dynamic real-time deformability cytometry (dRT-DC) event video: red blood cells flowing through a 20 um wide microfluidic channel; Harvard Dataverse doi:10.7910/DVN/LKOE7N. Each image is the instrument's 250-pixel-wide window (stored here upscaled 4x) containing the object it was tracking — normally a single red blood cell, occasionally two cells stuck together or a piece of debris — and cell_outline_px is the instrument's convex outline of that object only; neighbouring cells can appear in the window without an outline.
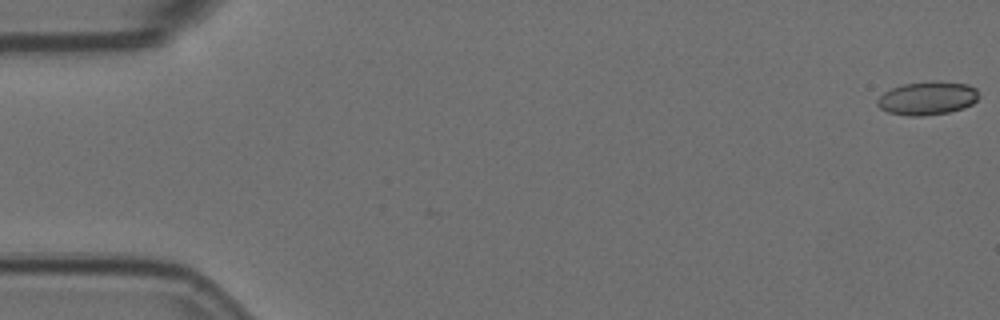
{"species": "Egyptian fruit bat (a non-hibernating species)", "species_latin": "Rousettus aegyptiacus", "temperature_condition": "room temperature", "stored_images_in_passage": 58, "camera_frame_rate_fps": 3000, "um_per_image_px": 0.085, "animal": {"sex": "female"}, "frame": {"image": 1, "passage_image": 1, "time_ms": 0.0, "image_size_px": [1000, 320], "cell_outline_px": [[980, 96], [972, 104], [964, 108], [948, 112], [924, 116], [908, 116], [888, 112], [880, 108], [876, 104], [876, 100], [884, 92], [892, 88], [904, 84], [932, 80], [936, 80], [968, 84], [976, 88]], "centroid_in_image_um": [78.84, 8.34], "position_along_channel_um": 6.2, "area_um2": 20.0}}
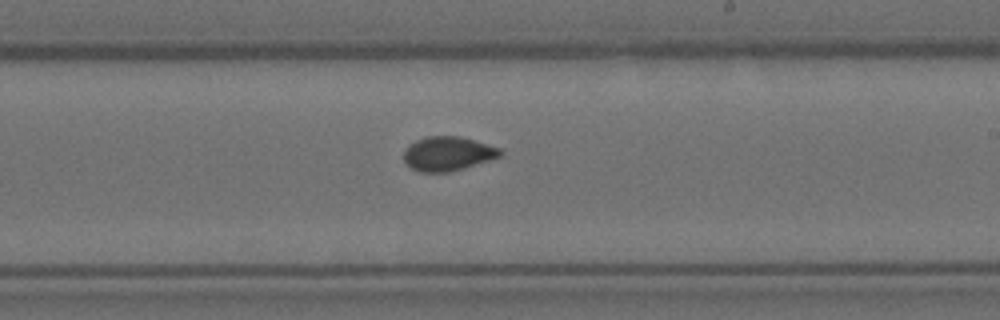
{"frame": {"image": 2, "passage_image": 34, "time_ms": 11.0, "image_size_px": [1000, 320], "cell_outline_px": [[504, 152], [500, 156], [448, 172], [420, 172], [412, 168], [404, 160], [404, 152], [416, 140], [428, 136], [460, 136], [500, 148]], "centroid_in_image_um": [38.06, 13.05], "position_along_channel_um": 250.9, "area_um2": 18.73}}
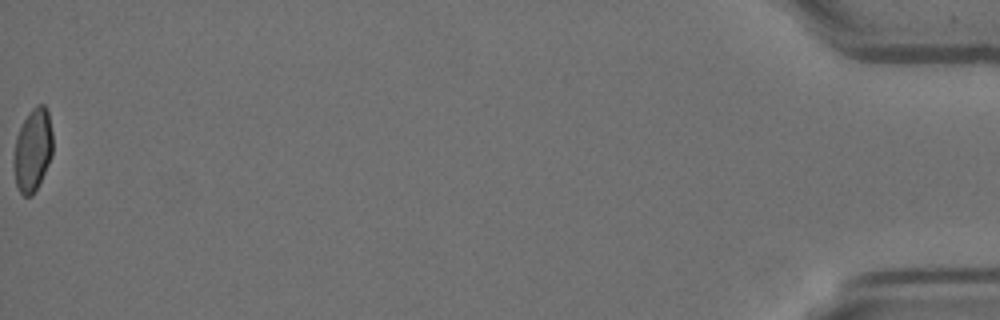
{"frame": {"image": 3, "passage_image": 58, "time_ms": 19.0, "image_size_px": [1000, 320], "cell_outline_px": [[52, 156], [32, 196], [24, 196], [20, 192], [16, 184], [16, 136], [24, 120], [32, 108], [36, 104], [44, 104], [48, 112], [52, 132]], "centroid_in_image_um": [2.82, 12.7], "position_along_channel_um": 432.4, "area_um2": 18.09}, "authors_computed_cell_mechanics": {"area_um2": 19.363, "velocity_mm_per_s": 3.5617, "shape_relaxation_time_tau1_ms": null, "shape_relaxation_time_tau2_ms": 1.3509, "deformation_change_tau1": null, "deformation_change_tau2": 0.0507}}